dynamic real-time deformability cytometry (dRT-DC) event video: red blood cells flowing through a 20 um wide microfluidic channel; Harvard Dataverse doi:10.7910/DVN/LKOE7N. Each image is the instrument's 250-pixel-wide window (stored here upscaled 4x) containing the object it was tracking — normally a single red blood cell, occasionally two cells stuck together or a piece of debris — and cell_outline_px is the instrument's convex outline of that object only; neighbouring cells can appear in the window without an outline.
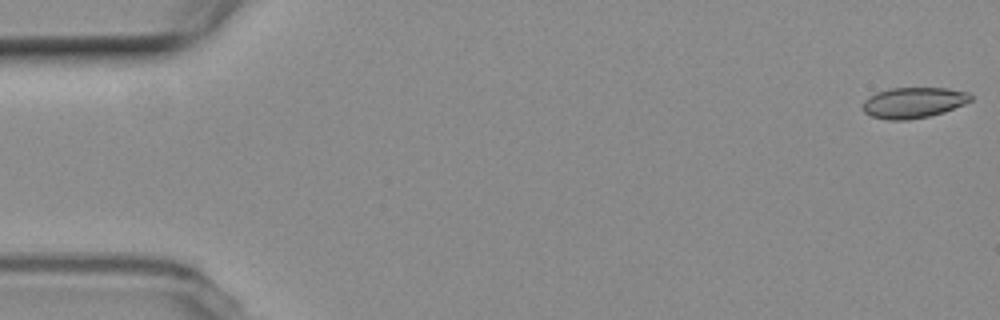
{"species": "common noctule bat (a hibernating species)", "species_latin": "Nyctalus noctula", "temperature_condition": "room temperature", "stored_images_in_passage": 5, "camera_frame_rate_fps": 3000, "um_per_image_px": 0.085, "animal": {"sex": "female", "body_mass_g": 19.3, "forearm_length_mm": 54.1}, "frame": {"image": 1, "passage_image": 1, "time_ms": 0.0, "image_size_px": [1000, 320], "cell_outline_px": [[972, 100], [964, 104], [944, 112], [928, 116], [908, 120], [888, 120], [872, 116], [864, 112], [864, 100], [868, 96], [876, 92], [892, 88], [948, 88], [968, 92], [972, 96]], "centroid_in_image_um": [77.65, 8.72], "position_along_channel_um": 7.3, "area_um2": 19.31}}
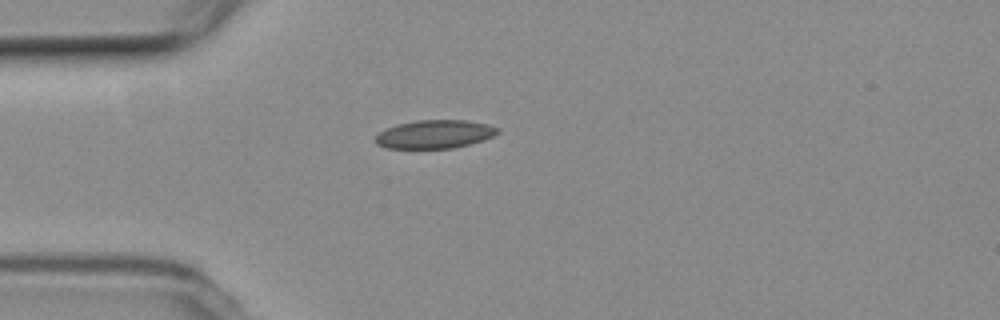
{"frame": {"image": 2, "passage_image": 5, "time_ms": 4.667, "image_size_px": [1000, 320], "cell_outline_px": [[500, 132], [484, 140], [452, 148], [388, 148], [376, 144], [376, 136], [380, 132], [396, 124], [416, 120], [468, 120], [488, 124], [500, 128]], "centroid_in_image_um": [36.98, 11.4], "position_along_channel_um": 48.0, "area_um2": 20.17}}